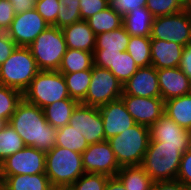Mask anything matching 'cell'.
<instances>
[{
	"mask_svg": "<svg viewBox=\"0 0 191 190\" xmlns=\"http://www.w3.org/2000/svg\"><path fill=\"white\" fill-rule=\"evenodd\" d=\"M78 102L68 98L52 103L43 108L45 119L53 127L60 128L69 124L72 111Z\"/></svg>",
	"mask_w": 191,
	"mask_h": 190,
	"instance_id": "obj_26",
	"label": "cell"
},
{
	"mask_svg": "<svg viewBox=\"0 0 191 190\" xmlns=\"http://www.w3.org/2000/svg\"><path fill=\"white\" fill-rule=\"evenodd\" d=\"M99 112L102 116L106 140L136 124L121 98L100 106Z\"/></svg>",
	"mask_w": 191,
	"mask_h": 190,
	"instance_id": "obj_17",
	"label": "cell"
},
{
	"mask_svg": "<svg viewBox=\"0 0 191 190\" xmlns=\"http://www.w3.org/2000/svg\"><path fill=\"white\" fill-rule=\"evenodd\" d=\"M123 94L139 97H161L157 69L154 66L141 67L124 84Z\"/></svg>",
	"mask_w": 191,
	"mask_h": 190,
	"instance_id": "obj_18",
	"label": "cell"
},
{
	"mask_svg": "<svg viewBox=\"0 0 191 190\" xmlns=\"http://www.w3.org/2000/svg\"><path fill=\"white\" fill-rule=\"evenodd\" d=\"M25 144L19 134L7 123L0 131V164L9 156L22 150Z\"/></svg>",
	"mask_w": 191,
	"mask_h": 190,
	"instance_id": "obj_33",
	"label": "cell"
},
{
	"mask_svg": "<svg viewBox=\"0 0 191 190\" xmlns=\"http://www.w3.org/2000/svg\"><path fill=\"white\" fill-rule=\"evenodd\" d=\"M82 160L85 173H97L113 177L121 168L108 140L90 144L82 153Z\"/></svg>",
	"mask_w": 191,
	"mask_h": 190,
	"instance_id": "obj_13",
	"label": "cell"
},
{
	"mask_svg": "<svg viewBox=\"0 0 191 190\" xmlns=\"http://www.w3.org/2000/svg\"><path fill=\"white\" fill-rule=\"evenodd\" d=\"M183 153L179 146L149 142L141 166L154 182L176 180Z\"/></svg>",
	"mask_w": 191,
	"mask_h": 190,
	"instance_id": "obj_4",
	"label": "cell"
},
{
	"mask_svg": "<svg viewBox=\"0 0 191 190\" xmlns=\"http://www.w3.org/2000/svg\"><path fill=\"white\" fill-rule=\"evenodd\" d=\"M57 21L54 26L62 29L68 25H71L77 21L82 20L80 16V10H70L67 6L60 4Z\"/></svg>",
	"mask_w": 191,
	"mask_h": 190,
	"instance_id": "obj_40",
	"label": "cell"
},
{
	"mask_svg": "<svg viewBox=\"0 0 191 190\" xmlns=\"http://www.w3.org/2000/svg\"><path fill=\"white\" fill-rule=\"evenodd\" d=\"M182 2H183L187 7H191V0H182Z\"/></svg>",
	"mask_w": 191,
	"mask_h": 190,
	"instance_id": "obj_51",
	"label": "cell"
},
{
	"mask_svg": "<svg viewBox=\"0 0 191 190\" xmlns=\"http://www.w3.org/2000/svg\"><path fill=\"white\" fill-rule=\"evenodd\" d=\"M8 124L19 134L25 146L45 153L55 146L56 128L47 122L43 109L37 105L22 99Z\"/></svg>",
	"mask_w": 191,
	"mask_h": 190,
	"instance_id": "obj_1",
	"label": "cell"
},
{
	"mask_svg": "<svg viewBox=\"0 0 191 190\" xmlns=\"http://www.w3.org/2000/svg\"><path fill=\"white\" fill-rule=\"evenodd\" d=\"M130 34L121 26L116 30L96 35L94 51H121L127 50Z\"/></svg>",
	"mask_w": 191,
	"mask_h": 190,
	"instance_id": "obj_27",
	"label": "cell"
},
{
	"mask_svg": "<svg viewBox=\"0 0 191 190\" xmlns=\"http://www.w3.org/2000/svg\"><path fill=\"white\" fill-rule=\"evenodd\" d=\"M150 38L175 42L184 47L191 44V8L154 18Z\"/></svg>",
	"mask_w": 191,
	"mask_h": 190,
	"instance_id": "obj_8",
	"label": "cell"
},
{
	"mask_svg": "<svg viewBox=\"0 0 191 190\" xmlns=\"http://www.w3.org/2000/svg\"><path fill=\"white\" fill-rule=\"evenodd\" d=\"M53 190H72L70 187H56Z\"/></svg>",
	"mask_w": 191,
	"mask_h": 190,
	"instance_id": "obj_50",
	"label": "cell"
},
{
	"mask_svg": "<svg viewBox=\"0 0 191 190\" xmlns=\"http://www.w3.org/2000/svg\"><path fill=\"white\" fill-rule=\"evenodd\" d=\"M109 177L97 173H84L70 188L72 190H105Z\"/></svg>",
	"mask_w": 191,
	"mask_h": 190,
	"instance_id": "obj_36",
	"label": "cell"
},
{
	"mask_svg": "<svg viewBox=\"0 0 191 190\" xmlns=\"http://www.w3.org/2000/svg\"><path fill=\"white\" fill-rule=\"evenodd\" d=\"M178 67L191 80V44L183 48L182 57Z\"/></svg>",
	"mask_w": 191,
	"mask_h": 190,
	"instance_id": "obj_45",
	"label": "cell"
},
{
	"mask_svg": "<svg viewBox=\"0 0 191 190\" xmlns=\"http://www.w3.org/2000/svg\"><path fill=\"white\" fill-rule=\"evenodd\" d=\"M7 122L0 119V131L6 126Z\"/></svg>",
	"mask_w": 191,
	"mask_h": 190,
	"instance_id": "obj_49",
	"label": "cell"
},
{
	"mask_svg": "<svg viewBox=\"0 0 191 190\" xmlns=\"http://www.w3.org/2000/svg\"><path fill=\"white\" fill-rule=\"evenodd\" d=\"M60 4L67 6L70 10H80L79 2L80 0H58Z\"/></svg>",
	"mask_w": 191,
	"mask_h": 190,
	"instance_id": "obj_48",
	"label": "cell"
},
{
	"mask_svg": "<svg viewBox=\"0 0 191 190\" xmlns=\"http://www.w3.org/2000/svg\"><path fill=\"white\" fill-rule=\"evenodd\" d=\"M92 66L93 52L67 48L58 71L61 73H73L89 70Z\"/></svg>",
	"mask_w": 191,
	"mask_h": 190,
	"instance_id": "obj_28",
	"label": "cell"
},
{
	"mask_svg": "<svg viewBox=\"0 0 191 190\" xmlns=\"http://www.w3.org/2000/svg\"><path fill=\"white\" fill-rule=\"evenodd\" d=\"M22 99V92L0 84V119L8 123Z\"/></svg>",
	"mask_w": 191,
	"mask_h": 190,
	"instance_id": "obj_34",
	"label": "cell"
},
{
	"mask_svg": "<svg viewBox=\"0 0 191 190\" xmlns=\"http://www.w3.org/2000/svg\"><path fill=\"white\" fill-rule=\"evenodd\" d=\"M150 190H191L186 187L181 181H157L154 182Z\"/></svg>",
	"mask_w": 191,
	"mask_h": 190,
	"instance_id": "obj_44",
	"label": "cell"
},
{
	"mask_svg": "<svg viewBox=\"0 0 191 190\" xmlns=\"http://www.w3.org/2000/svg\"><path fill=\"white\" fill-rule=\"evenodd\" d=\"M7 190H53L46 174L0 176Z\"/></svg>",
	"mask_w": 191,
	"mask_h": 190,
	"instance_id": "obj_22",
	"label": "cell"
},
{
	"mask_svg": "<svg viewBox=\"0 0 191 190\" xmlns=\"http://www.w3.org/2000/svg\"><path fill=\"white\" fill-rule=\"evenodd\" d=\"M116 176L126 190H150L154 183L141 165L121 167Z\"/></svg>",
	"mask_w": 191,
	"mask_h": 190,
	"instance_id": "obj_25",
	"label": "cell"
},
{
	"mask_svg": "<svg viewBox=\"0 0 191 190\" xmlns=\"http://www.w3.org/2000/svg\"><path fill=\"white\" fill-rule=\"evenodd\" d=\"M183 48L175 42L151 39V65L157 70L178 67Z\"/></svg>",
	"mask_w": 191,
	"mask_h": 190,
	"instance_id": "obj_20",
	"label": "cell"
},
{
	"mask_svg": "<svg viewBox=\"0 0 191 190\" xmlns=\"http://www.w3.org/2000/svg\"><path fill=\"white\" fill-rule=\"evenodd\" d=\"M6 33L7 31L0 26V37L4 36Z\"/></svg>",
	"mask_w": 191,
	"mask_h": 190,
	"instance_id": "obj_52",
	"label": "cell"
},
{
	"mask_svg": "<svg viewBox=\"0 0 191 190\" xmlns=\"http://www.w3.org/2000/svg\"><path fill=\"white\" fill-rule=\"evenodd\" d=\"M164 113L176 124L191 131V95L164 101Z\"/></svg>",
	"mask_w": 191,
	"mask_h": 190,
	"instance_id": "obj_24",
	"label": "cell"
},
{
	"mask_svg": "<svg viewBox=\"0 0 191 190\" xmlns=\"http://www.w3.org/2000/svg\"><path fill=\"white\" fill-rule=\"evenodd\" d=\"M61 30L68 49L94 52L96 35L86 20L77 21Z\"/></svg>",
	"mask_w": 191,
	"mask_h": 190,
	"instance_id": "obj_21",
	"label": "cell"
},
{
	"mask_svg": "<svg viewBox=\"0 0 191 190\" xmlns=\"http://www.w3.org/2000/svg\"><path fill=\"white\" fill-rule=\"evenodd\" d=\"M80 16L82 20H87L94 14L109 7V0H80Z\"/></svg>",
	"mask_w": 191,
	"mask_h": 190,
	"instance_id": "obj_38",
	"label": "cell"
},
{
	"mask_svg": "<svg viewBox=\"0 0 191 190\" xmlns=\"http://www.w3.org/2000/svg\"><path fill=\"white\" fill-rule=\"evenodd\" d=\"M45 165V152L25 146L0 164V176L45 174Z\"/></svg>",
	"mask_w": 191,
	"mask_h": 190,
	"instance_id": "obj_10",
	"label": "cell"
},
{
	"mask_svg": "<svg viewBox=\"0 0 191 190\" xmlns=\"http://www.w3.org/2000/svg\"><path fill=\"white\" fill-rule=\"evenodd\" d=\"M146 8L154 18L175 14L187 9L188 7L182 0H147Z\"/></svg>",
	"mask_w": 191,
	"mask_h": 190,
	"instance_id": "obj_35",
	"label": "cell"
},
{
	"mask_svg": "<svg viewBox=\"0 0 191 190\" xmlns=\"http://www.w3.org/2000/svg\"><path fill=\"white\" fill-rule=\"evenodd\" d=\"M84 173L82 154L59 146L46 153L45 174L53 188L70 187Z\"/></svg>",
	"mask_w": 191,
	"mask_h": 190,
	"instance_id": "obj_2",
	"label": "cell"
},
{
	"mask_svg": "<svg viewBox=\"0 0 191 190\" xmlns=\"http://www.w3.org/2000/svg\"><path fill=\"white\" fill-rule=\"evenodd\" d=\"M66 81L59 71L40 70L23 92V99L41 109L57 101L68 99Z\"/></svg>",
	"mask_w": 191,
	"mask_h": 190,
	"instance_id": "obj_6",
	"label": "cell"
},
{
	"mask_svg": "<svg viewBox=\"0 0 191 190\" xmlns=\"http://www.w3.org/2000/svg\"><path fill=\"white\" fill-rule=\"evenodd\" d=\"M95 35L116 30L122 26L123 17L110 7L100 11L86 20Z\"/></svg>",
	"mask_w": 191,
	"mask_h": 190,
	"instance_id": "obj_30",
	"label": "cell"
},
{
	"mask_svg": "<svg viewBox=\"0 0 191 190\" xmlns=\"http://www.w3.org/2000/svg\"><path fill=\"white\" fill-rule=\"evenodd\" d=\"M64 75L68 93L71 99L82 103L85 100L92 77V68L89 70L62 73Z\"/></svg>",
	"mask_w": 191,
	"mask_h": 190,
	"instance_id": "obj_29",
	"label": "cell"
},
{
	"mask_svg": "<svg viewBox=\"0 0 191 190\" xmlns=\"http://www.w3.org/2000/svg\"><path fill=\"white\" fill-rule=\"evenodd\" d=\"M161 98L166 101L187 95L191 89V80L179 67L157 70Z\"/></svg>",
	"mask_w": 191,
	"mask_h": 190,
	"instance_id": "obj_19",
	"label": "cell"
},
{
	"mask_svg": "<svg viewBox=\"0 0 191 190\" xmlns=\"http://www.w3.org/2000/svg\"><path fill=\"white\" fill-rule=\"evenodd\" d=\"M55 146L64 147L82 154L89 145L83 135H80V133L70 125H66L56 129Z\"/></svg>",
	"mask_w": 191,
	"mask_h": 190,
	"instance_id": "obj_31",
	"label": "cell"
},
{
	"mask_svg": "<svg viewBox=\"0 0 191 190\" xmlns=\"http://www.w3.org/2000/svg\"><path fill=\"white\" fill-rule=\"evenodd\" d=\"M176 180L191 189V147L182 155Z\"/></svg>",
	"mask_w": 191,
	"mask_h": 190,
	"instance_id": "obj_41",
	"label": "cell"
},
{
	"mask_svg": "<svg viewBox=\"0 0 191 190\" xmlns=\"http://www.w3.org/2000/svg\"><path fill=\"white\" fill-rule=\"evenodd\" d=\"M39 70L58 71L67 46L63 32L49 25L28 46Z\"/></svg>",
	"mask_w": 191,
	"mask_h": 190,
	"instance_id": "obj_7",
	"label": "cell"
},
{
	"mask_svg": "<svg viewBox=\"0 0 191 190\" xmlns=\"http://www.w3.org/2000/svg\"><path fill=\"white\" fill-rule=\"evenodd\" d=\"M150 142H162V145L179 146L186 152L191 147V131L176 124L165 113L149 127Z\"/></svg>",
	"mask_w": 191,
	"mask_h": 190,
	"instance_id": "obj_14",
	"label": "cell"
},
{
	"mask_svg": "<svg viewBox=\"0 0 191 190\" xmlns=\"http://www.w3.org/2000/svg\"><path fill=\"white\" fill-rule=\"evenodd\" d=\"M49 24L35 8L17 13L7 30L17 46L28 47Z\"/></svg>",
	"mask_w": 191,
	"mask_h": 190,
	"instance_id": "obj_12",
	"label": "cell"
},
{
	"mask_svg": "<svg viewBox=\"0 0 191 190\" xmlns=\"http://www.w3.org/2000/svg\"><path fill=\"white\" fill-rule=\"evenodd\" d=\"M68 125L83 135L88 145L106 140L98 107L78 103L72 111Z\"/></svg>",
	"mask_w": 191,
	"mask_h": 190,
	"instance_id": "obj_11",
	"label": "cell"
},
{
	"mask_svg": "<svg viewBox=\"0 0 191 190\" xmlns=\"http://www.w3.org/2000/svg\"><path fill=\"white\" fill-rule=\"evenodd\" d=\"M127 111L135 123L150 127L164 114V100L161 97H139L121 95Z\"/></svg>",
	"mask_w": 191,
	"mask_h": 190,
	"instance_id": "obj_15",
	"label": "cell"
},
{
	"mask_svg": "<svg viewBox=\"0 0 191 190\" xmlns=\"http://www.w3.org/2000/svg\"><path fill=\"white\" fill-rule=\"evenodd\" d=\"M10 2L12 3L16 14L33 9L35 5V0H10Z\"/></svg>",
	"mask_w": 191,
	"mask_h": 190,
	"instance_id": "obj_46",
	"label": "cell"
},
{
	"mask_svg": "<svg viewBox=\"0 0 191 190\" xmlns=\"http://www.w3.org/2000/svg\"><path fill=\"white\" fill-rule=\"evenodd\" d=\"M153 20V15L144 6L137 10H131L123 16L122 26L130 36L150 37Z\"/></svg>",
	"mask_w": 191,
	"mask_h": 190,
	"instance_id": "obj_23",
	"label": "cell"
},
{
	"mask_svg": "<svg viewBox=\"0 0 191 190\" xmlns=\"http://www.w3.org/2000/svg\"><path fill=\"white\" fill-rule=\"evenodd\" d=\"M93 65L109 69L124 85L139 68L127 51H94Z\"/></svg>",
	"mask_w": 191,
	"mask_h": 190,
	"instance_id": "obj_16",
	"label": "cell"
},
{
	"mask_svg": "<svg viewBox=\"0 0 191 190\" xmlns=\"http://www.w3.org/2000/svg\"><path fill=\"white\" fill-rule=\"evenodd\" d=\"M39 71L29 47L17 46L0 65V84L23 93Z\"/></svg>",
	"mask_w": 191,
	"mask_h": 190,
	"instance_id": "obj_5",
	"label": "cell"
},
{
	"mask_svg": "<svg viewBox=\"0 0 191 190\" xmlns=\"http://www.w3.org/2000/svg\"><path fill=\"white\" fill-rule=\"evenodd\" d=\"M60 3L58 0H35L34 8L51 26L57 21Z\"/></svg>",
	"mask_w": 191,
	"mask_h": 190,
	"instance_id": "obj_37",
	"label": "cell"
},
{
	"mask_svg": "<svg viewBox=\"0 0 191 190\" xmlns=\"http://www.w3.org/2000/svg\"><path fill=\"white\" fill-rule=\"evenodd\" d=\"M147 0H109V7L122 17L131 10L146 6Z\"/></svg>",
	"mask_w": 191,
	"mask_h": 190,
	"instance_id": "obj_39",
	"label": "cell"
},
{
	"mask_svg": "<svg viewBox=\"0 0 191 190\" xmlns=\"http://www.w3.org/2000/svg\"><path fill=\"white\" fill-rule=\"evenodd\" d=\"M139 68L151 66V38L130 36L126 50Z\"/></svg>",
	"mask_w": 191,
	"mask_h": 190,
	"instance_id": "obj_32",
	"label": "cell"
},
{
	"mask_svg": "<svg viewBox=\"0 0 191 190\" xmlns=\"http://www.w3.org/2000/svg\"><path fill=\"white\" fill-rule=\"evenodd\" d=\"M122 93V84L109 69L93 65L91 82L82 104L99 108L120 99Z\"/></svg>",
	"mask_w": 191,
	"mask_h": 190,
	"instance_id": "obj_9",
	"label": "cell"
},
{
	"mask_svg": "<svg viewBox=\"0 0 191 190\" xmlns=\"http://www.w3.org/2000/svg\"><path fill=\"white\" fill-rule=\"evenodd\" d=\"M108 142L120 167L141 165L150 142L149 127L136 123Z\"/></svg>",
	"mask_w": 191,
	"mask_h": 190,
	"instance_id": "obj_3",
	"label": "cell"
},
{
	"mask_svg": "<svg viewBox=\"0 0 191 190\" xmlns=\"http://www.w3.org/2000/svg\"><path fill=\"white\" fill-rule=\"evenodd\" d=\"M105 190H126V188L117 176H113L109 177Z\"/></svg>",
	"mask_w": 191,
	"mask_h": 190,
	"instance_id": "obj_47",
	"label": "cell"
},
{
	"mask_svg": "<svg viewBox=\"0 0 191 190\" xmlns=\"http://www.w3.org/2000/svg\"><path fill=\"white\" fill-rule=\"evenodd\" d=\"M0 190H7V189L0 183Z\"/></svg>",
	"mask_w": 191,
	"mask_h": 190,
	"instance_id": "obj_53",
	"label": "cell"
},
{
	"mask_svg": "<svg viewBox=\"0 0 191 190\" xmlns=\"http://www.w3.org/2000/svg\"><path fill=\"white\" fill-rule=\"evenodd\" d=\"M16 12L10 0H0V26L6 31L11 26Z\"/></svg>",
	"mask_w": 191,
	"mask_h": 190,
	"instance_id": "obj_42",
	"label": "cell"
},
{
	"mask_svg": "<svg viewBox=\"0 0 191 190\" xmlns=\"http://www.w3.org/2000/svg\"><path fill=\"white\" fill-rule=\"evenodd\" d=\"M17 45L6 33L0 37V65L13 53Z\"/></svg>",
	"mask_w": 191,
	"mask_h": 190,
	"instance_id": "obj_43",
	"label": "cell"
}]
</instances>
